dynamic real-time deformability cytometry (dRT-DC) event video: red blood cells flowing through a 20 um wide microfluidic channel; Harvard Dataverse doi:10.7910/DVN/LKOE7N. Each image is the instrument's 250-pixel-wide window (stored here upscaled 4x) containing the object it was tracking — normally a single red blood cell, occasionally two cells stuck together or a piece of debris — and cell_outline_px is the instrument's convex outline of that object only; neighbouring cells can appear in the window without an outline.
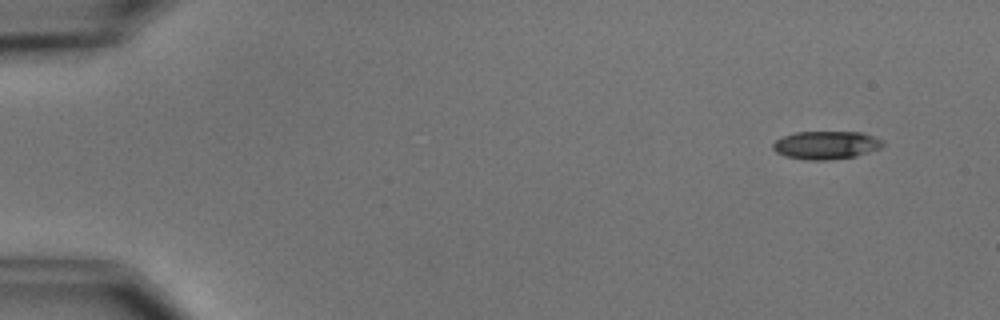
{"species": "common noctule bat (a hibernating species)", "species_latin": "Nyctalus noctula", "temperature_condition": "cold", "stored_images_in_passage": 3, "camera_frame_rate_fps": 3000, "um_per_image_px": 0.085, "animal": {"sex": "male", "body_mass_g": 15.6}, "frame": {"image": 1, "passage_image": 3, "time_ms": 2.333, "image_size_px": [1000, 320], "cell_outline_px": [[884, 144], [880, 148], [856, 156], [828, 160], [808, 160], [784, 156], [776, 152], [772, 148], [772, 144], [776, 140], [784, 136], [796, 132], [860, 132], [884, 140]], "centroid_in_image_um": [70.21, 12.34], "position_along_channel_um": 14.8, "area_um2": 17.98}}